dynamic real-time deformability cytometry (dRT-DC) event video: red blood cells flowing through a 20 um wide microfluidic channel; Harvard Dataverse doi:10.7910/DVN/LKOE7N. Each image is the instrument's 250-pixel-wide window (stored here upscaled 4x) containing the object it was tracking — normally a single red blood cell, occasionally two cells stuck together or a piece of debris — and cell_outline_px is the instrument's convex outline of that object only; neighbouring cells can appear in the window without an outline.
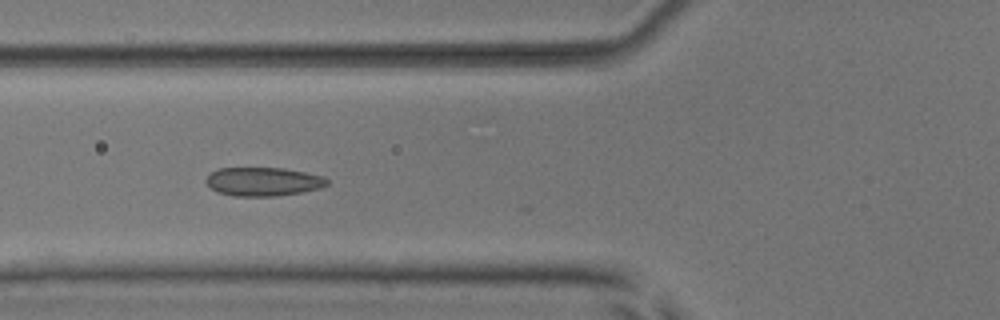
{"species": "common noctule bat (a hibernating species)", "species_latin": "Nyctalus noctula", "temperature_condition": "room temperature", "stored_images_in_passage": 22, "camera_frame_rate_fps": 3000, "um_per_image_px": 0.085, "animal": {"sex": "male", "body_mass_g": 17.9, "forearm_length_mm": 54.2}, "frame": {"image": 1, "passage_image": 21, "time_ms": 6.667, "image_size_px": [1000, 320], "cell_outline_px": [[328, 184], [320, 188], [300, 192], [272, 196], [232, 196], [220, 192], [212, 188], [204, 180], [216, 168], [284, 168], [324, 176], [328, 180]], "centroid_in_image_um": [22.37, 15.43], "position_along_channel_um": 103.4, "area_um2": 20.06}}